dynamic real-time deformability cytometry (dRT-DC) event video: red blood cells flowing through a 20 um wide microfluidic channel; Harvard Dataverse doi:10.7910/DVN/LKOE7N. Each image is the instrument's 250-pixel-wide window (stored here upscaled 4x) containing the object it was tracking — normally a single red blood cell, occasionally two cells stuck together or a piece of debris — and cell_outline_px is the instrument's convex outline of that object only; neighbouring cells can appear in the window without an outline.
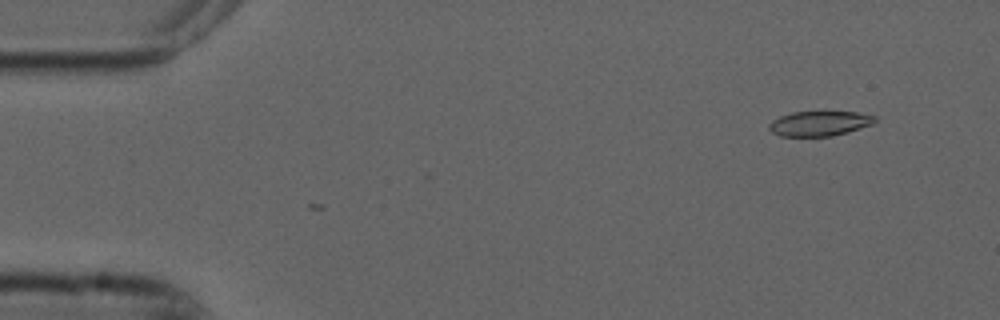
{"species": "common noctule bat (a hibernating species)", "species_latin": "Nyctalus noctula", "temperature_condition": "cold", "stored_images_in_passage": 5, "camera_frame_rate_fps": 3000, "um_per_image_px": 0.085, "animal": {"sex": "male", "forearm_length_mm": 52.5}, "frame": {"image": 1, "passage_image": 5, "time_ms": 1.333, "image_size_px": [1000, 320], "cell_outline_px": [[876, 120], [872, 124], [848, 132], [832, 136], [780, 136], [772, 132], [768, 128], [768, 124], [772, 120], [780, 116], [792, 112], [856, 112], [876, 116]], "centroid_in_image_um": [69.63, 10.5], "position_along_channel_um": 15.4, "area_um2": 15.32}}